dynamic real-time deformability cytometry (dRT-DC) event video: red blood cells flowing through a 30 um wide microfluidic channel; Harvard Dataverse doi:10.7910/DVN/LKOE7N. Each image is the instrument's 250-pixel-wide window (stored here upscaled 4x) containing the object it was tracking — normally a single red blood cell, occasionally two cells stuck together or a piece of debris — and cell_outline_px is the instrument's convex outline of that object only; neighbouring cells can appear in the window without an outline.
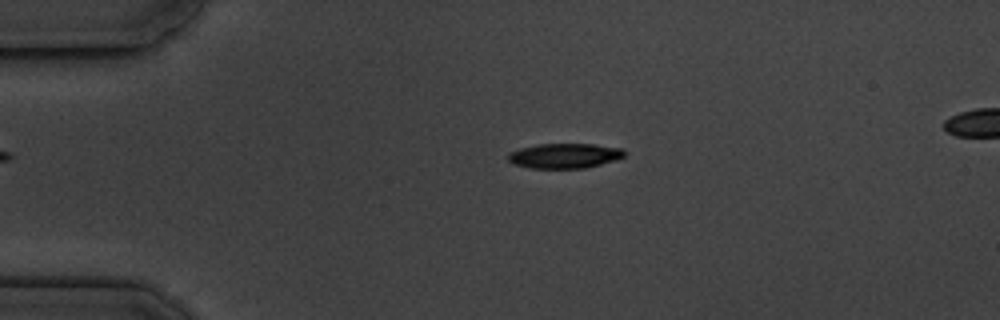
{"species": "common noctule bat (a hibernating species)", "species_latin": "Nyctalus noctula", "temperature_condition": "cold", "stored_images_in_passage": 5, "segment_of_instrument_passage": [1, 2], "camera_frame_rate_fps": 3000, "um_per_image_px": 0.085, "animal": {"sex": "male", "body_mass_g": 19.5, "forearm_length_mm": 54.6}, "frame": {"image": 1, "passage_image": 3, "time_ms": 2.333, "image_size_px": [1000, 320], "cell_outline_px": [[624, 156], [616, 160], [584, 168], [528, 168], [512, 164], [508, 160], [508, 152], [520, 148], [536, 144], [592, 144], [624, 148]], "centroid_in_image_um": [47.95, 13.24], "position_along_channel_um": 37.0, "area_um2": 16.99}}